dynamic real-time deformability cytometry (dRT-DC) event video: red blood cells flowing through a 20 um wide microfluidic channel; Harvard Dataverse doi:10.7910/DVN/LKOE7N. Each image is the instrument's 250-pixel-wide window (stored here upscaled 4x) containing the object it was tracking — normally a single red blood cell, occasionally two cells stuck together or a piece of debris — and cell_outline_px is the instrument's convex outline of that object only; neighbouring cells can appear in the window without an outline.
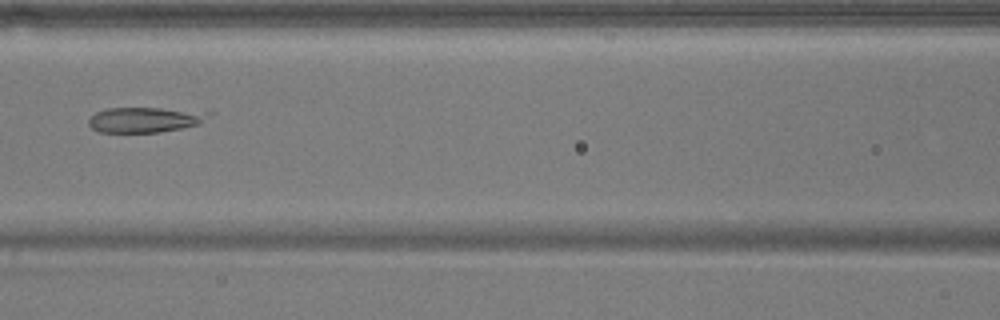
{"species": "common noctule bat (a hibernating species)", "species_latin": "Nyctalus noctula", "temperature_condition": "warm", "stored_images_in_passage": 6, "camera_frame_rate_fps": 3000, "um_per_image_px": 0.085, "animal": {"sex": "male", "body_mass_g": 17.9}, "frame": {"image": 1, "passage_image": 3, "time_ms": 2.333, "image_size_px": [1000, 320], "cell_outline_px": [[216, 112], [200, 124], [160, 132], [100, 132], [92, 128], [88, 124], [88, 120], [96, 112], [108, 108], [160, 108]], "centroid_in_image_um": [12.37, 10.17], "position_along_channel_um": 154.2, "area_um2": 17.69}}
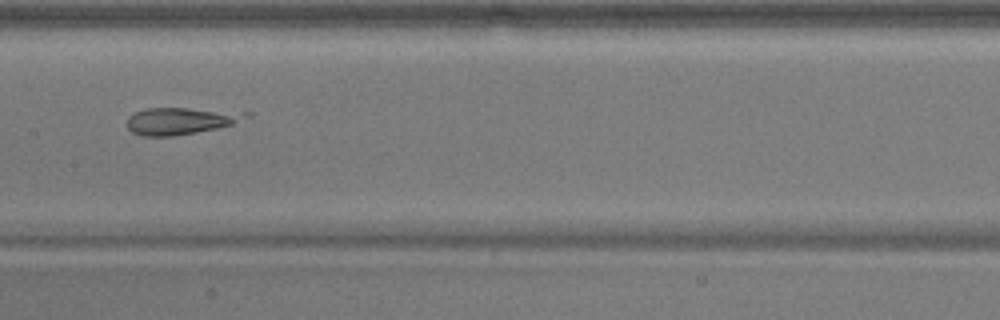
{"frame": {"image": 2, "passage_image": 4, "time_ms": 3.333, "image_size_px": [1000, 320], "cell_outline_px": [[252, 116], [232, 124], [216, 128], [196, 132], [172, 136], [140, 136], [132, 132], [128, 128], [128, 116], [144, 108], [188, 108], [252, 112]], "centroid_in_image_um": [15.37, 10.26], "position_along_channel_um": 192.0, "area_um2": 18.73}}
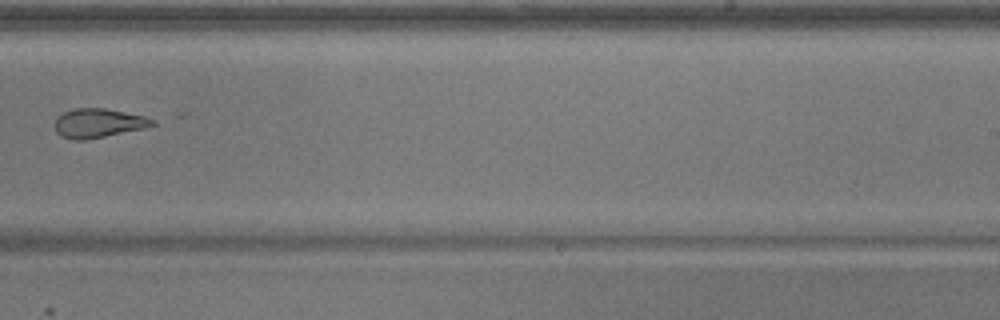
{"frame": {"image": 3, "passage_image": 6, "time_ms": 5.667, "image_size_px": [1000, 320], "cell_outline_px": [[156, 124], [144, 128], [84, 140], [72, 140], [60, 136], [56, 132], [52, 124], [64, 112], [72, 108], [104, 108], [144, 116], [156, 120]], "centroid_in_image_um": [8.32, 10.46], "position_along_channel_um": 280.7, "area_um2": 16.53}}